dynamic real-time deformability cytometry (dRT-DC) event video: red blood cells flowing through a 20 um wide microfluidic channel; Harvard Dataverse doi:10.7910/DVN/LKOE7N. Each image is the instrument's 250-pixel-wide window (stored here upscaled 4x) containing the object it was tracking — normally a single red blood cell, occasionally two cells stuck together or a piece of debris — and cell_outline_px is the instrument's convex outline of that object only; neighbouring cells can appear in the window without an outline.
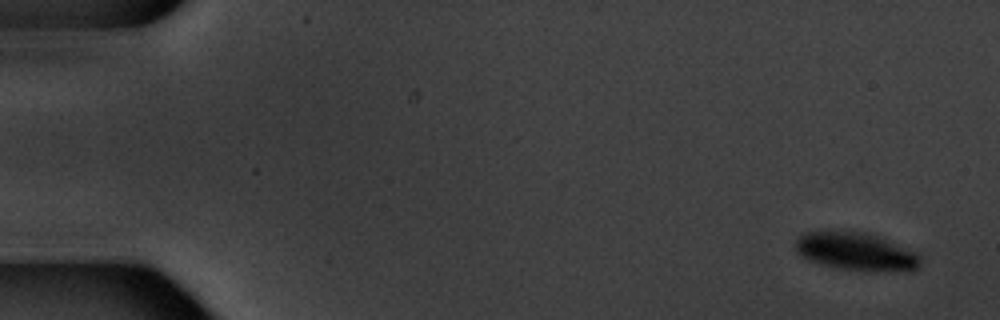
{"species": "common noctule bat (a hibernating species)", "species_latin": "Nyctalus noctula", "temperature_condition": "warm", "stored_images_in_passage": 4, "camera_frame_rate_fps": 3000, "um_per_image_px": 0.085, "animal": {"sex": "male", "body_mass_g": 20.1, "forearm_length_mm": 53.5}, "frame": {"image": 1, "passage_image": 1, "time_ms": 0.0, "image_size_px": [1000, 320], "cell_outline_px": [[920, 264], [916, 268], [868, 272], [840, 268], [824, 264], [812, 260], [804, 256], [796, 248], [796, 240], [804, 232], [868, 232], [880, 236], [916, 252], [920, 256]], "centroid_in_image_um": [72.81, 21.37], "position_along_channel_um": 12.2, "area_um2": 26.88}}
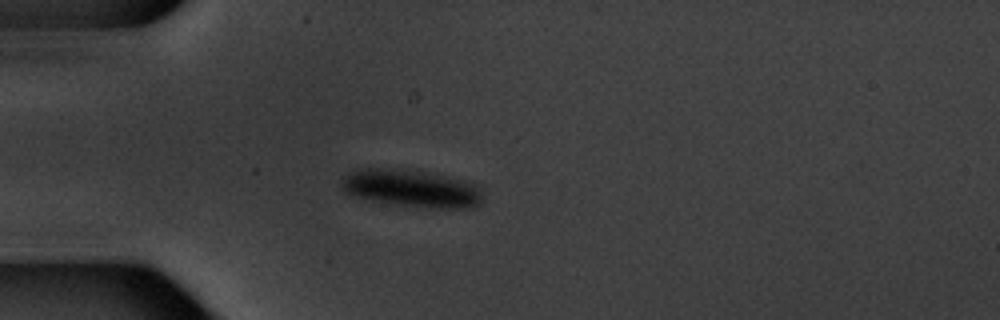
{"frame": {"image": 2, "passage_image": 4, "time_ms": 4.667, "image_size_px": [1000, 320], "cell_outline_px": [[480, 204], [468, 208], [436, 208], [396, 204], [372, 200], [348, 192], [344, 188], [344, 176], [356, 168], [392, 168], [424, 172], [464, 180], [480, 188]], "centroid_in_image_um": [35.0, 16.0], "position_along_channel_um": 50.0, "area_um2": 29.94}}